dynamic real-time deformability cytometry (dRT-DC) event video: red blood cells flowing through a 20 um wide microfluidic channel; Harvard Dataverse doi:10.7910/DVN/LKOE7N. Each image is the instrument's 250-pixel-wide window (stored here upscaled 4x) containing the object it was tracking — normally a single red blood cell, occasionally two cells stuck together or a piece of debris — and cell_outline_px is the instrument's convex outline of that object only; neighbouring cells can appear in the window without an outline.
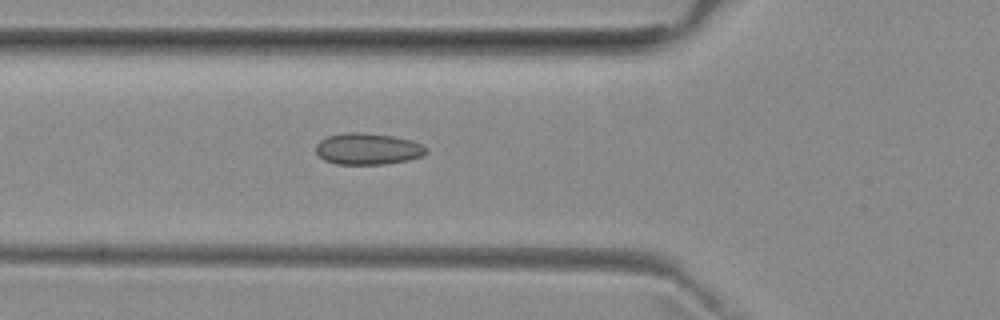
{"species": "common noctule bat (a hibernating species)", "species_latin": "Nyctalus noctula", "temperature_condition": "room temperature", "stored_images_in_passage": 40, "camera_frame_rate_fps": 3000, "um_per_image_px": 0.085, "animal": {"sex": "female", "body_mass_g": 29.2, "forearm_length_mm": 56.3}, "frame": {"image": 1, "passage_image": 7, "time_ms": 2.0, "image_size_px": [1000, 320], "cell_outline_px": [[428, 152], [424, 156], [408, 160], [384, 164], [336, 164], [324, 160], [316, 152], [316, 144], [320, 140], [328, 136], [344, 132], [364, 132], [392, 136], [412, 140], [428, 148]], "centroid_in_image_um": [31.28, 12.65], "position_along_channel_um": 94.5, "area_um2": 20.4}}
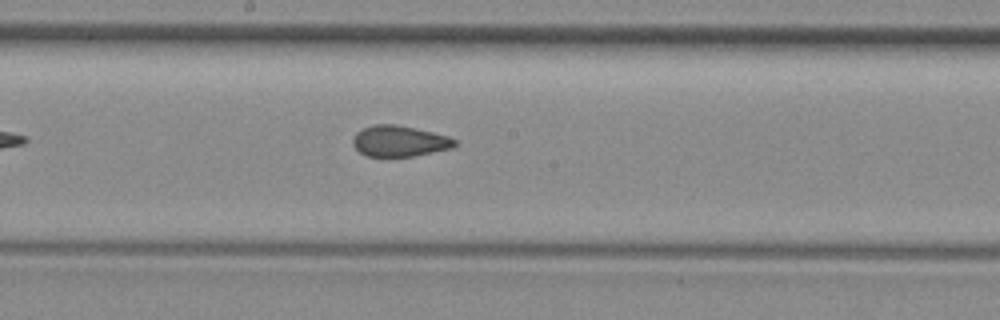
{"frame": {"image": 2, "passage_image": 16, "time_ms": 5.0, "image_size_px": [1000, 320], "cell_outline_px": [[456, 144], [452, 148], [412, 156], [364, 156], [352, 144], [352, 140], [356, 132], [372, 124], [396, 124], [432, 132], [448, 136], [456, 140]], "centroid_in_image_um": [33.92, 11.99], "position_along_channel_um": 214.3, "area_um2": 18.26}}
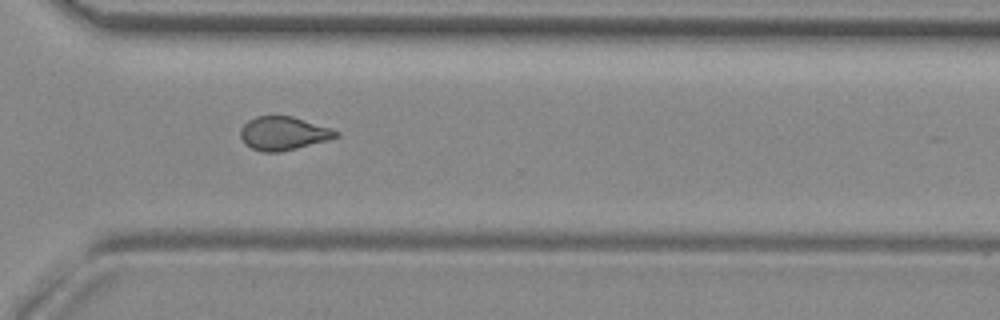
{"frame": {"image": 3, "passage_image": 26, "time_ms": 8.333, "image_size_px": [1000, 320], "cell_outline_px": [[340, 136], [328, 140], [280, 152], [260, 152], [244, 144], [240, 136], [240, 128], [248, 120], [256, 116], [292, 116], [332, 128], [340, 132]], "centroid_in_image_um": [24.08, 11.33], "position_along_channel_um": 346.5, "area_um2": 18.79}, "authors_computed_cell_mechanics": {"area_um2": 18.8717, "velocity_mm_per_s": 3.9812, "shape_relaxation_time_tau1_ms": null, "shape_relaxation_time_tau2_ms": 1.1879, "deformation_change_tau1": null, "deformation_change_tau2": 0.0601}}